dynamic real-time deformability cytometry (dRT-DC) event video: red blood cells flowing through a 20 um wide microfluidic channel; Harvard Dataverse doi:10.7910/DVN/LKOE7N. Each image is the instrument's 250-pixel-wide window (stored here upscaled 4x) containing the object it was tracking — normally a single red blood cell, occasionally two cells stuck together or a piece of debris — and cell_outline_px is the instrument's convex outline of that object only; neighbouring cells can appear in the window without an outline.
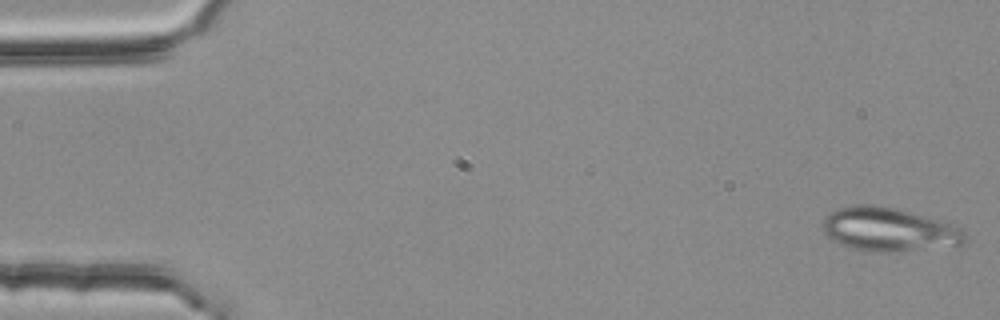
{"species": "common noctule bat (a hibernating species)", "species_latin": "Nyctalus noctula", "temperature_condition": "room temperature", "stored_images_in_passage": 5, "camera_frame_rate_fps": 3000, "um_per_image_px": 0.085, "animal": {"sex": "female", "body_mass_g": 25.1}, "frame": {"image": 1, "passage_image": 1, "time_ms": 0.0, "image_size_px": [1000, 320], "cell_outline_px": [[968, 240], [964, 244], [900, 252], [872, 252], [852, 248], [840, 244], [832, 240], [824, 232], [824, 216], [828, 212], [852, 204], [872, 204], [892, 208], [908, 212], [952, 224], [960, 228], [968, 236]], "centroid_in_image_um": [75.54, 19.52], "position_along_channel_um": 9.5, "area_um2": 36.18}}